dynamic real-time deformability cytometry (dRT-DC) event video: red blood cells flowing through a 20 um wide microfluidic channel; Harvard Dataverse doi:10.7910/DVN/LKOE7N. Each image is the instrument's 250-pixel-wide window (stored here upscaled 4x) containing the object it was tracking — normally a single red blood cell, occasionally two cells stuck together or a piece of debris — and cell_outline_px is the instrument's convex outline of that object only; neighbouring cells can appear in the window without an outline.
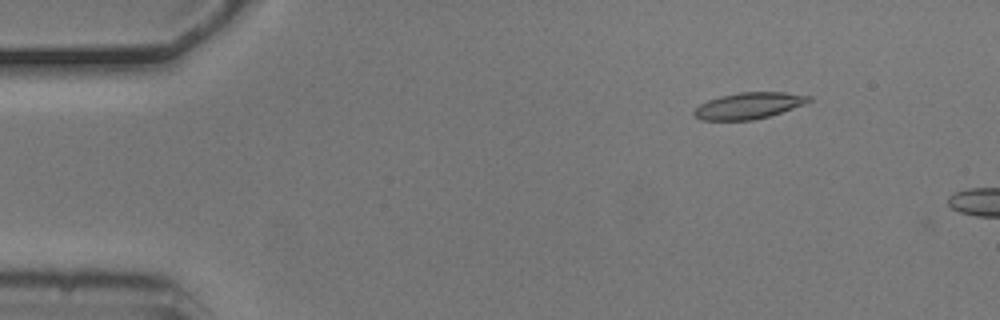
{"species": "common noctule bat (a hibernating species)", "species_latin": "Nyctalus noctula", "temperature_condition": "cold", "stored_images_in_passage": 2, "camera_frame_rate_fps": 3000, "um_per_image_px": 0.085, "animal": {"sex": "male", "body_mass_g": 20.5, "forearm_length_mm": 52.5}, "frame": {"image": 1, "passage_image": 1, "time_ms": 0.0, "image_size_px": [1000, 320], "cell_outline_px": [[812, 100], [804, 104], [768, 116], [752, 120], [700, 120], [692, 112], [700, 104], [708, 100], [720, 96], [740, 92], [784, 92], [812, 96]], "centroid_in_image_um": [63.64, 8.97], "position_along_channel_um": 21.4, "area_um2": 17.46}}